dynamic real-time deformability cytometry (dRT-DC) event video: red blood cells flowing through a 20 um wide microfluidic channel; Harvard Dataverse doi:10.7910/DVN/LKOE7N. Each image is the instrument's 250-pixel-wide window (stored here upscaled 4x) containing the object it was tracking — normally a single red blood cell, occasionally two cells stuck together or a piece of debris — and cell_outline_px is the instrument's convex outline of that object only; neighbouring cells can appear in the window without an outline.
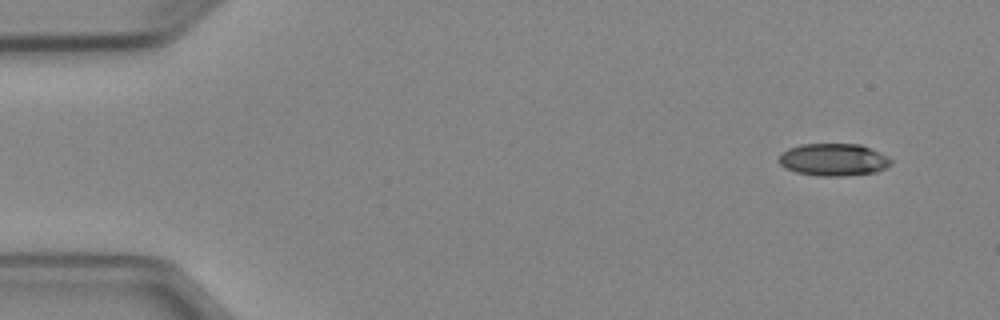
{"species": "Egyptian fruit bat (a non-hibernating species)", "species_latin": "Rousettus aegyptiacus", "temperature_condition": "cold", "stored_images_in_passage": 6, "camera_frame_rate_fps": 3000, "um_per_image_px": 0.085, "animal": {"sex": "female"}, "frame": {"image": 1, "passage_image": 1, "time_ms": 0.0, "image_size_px": [1000, 320], "cell_outline_px": [[892, 164], [888, 168], [876, 172], [844, 176], [820, 176], [796, 172], [784, 168], [776, 160], [780, 152], [788, 148], [800, 144], [860, 144], [888, 156], [892, 160]], "centroid_in_image_um": [70.82, 13.57], "position_along_channel_um": 14.2, "area_um2": 21.5}}